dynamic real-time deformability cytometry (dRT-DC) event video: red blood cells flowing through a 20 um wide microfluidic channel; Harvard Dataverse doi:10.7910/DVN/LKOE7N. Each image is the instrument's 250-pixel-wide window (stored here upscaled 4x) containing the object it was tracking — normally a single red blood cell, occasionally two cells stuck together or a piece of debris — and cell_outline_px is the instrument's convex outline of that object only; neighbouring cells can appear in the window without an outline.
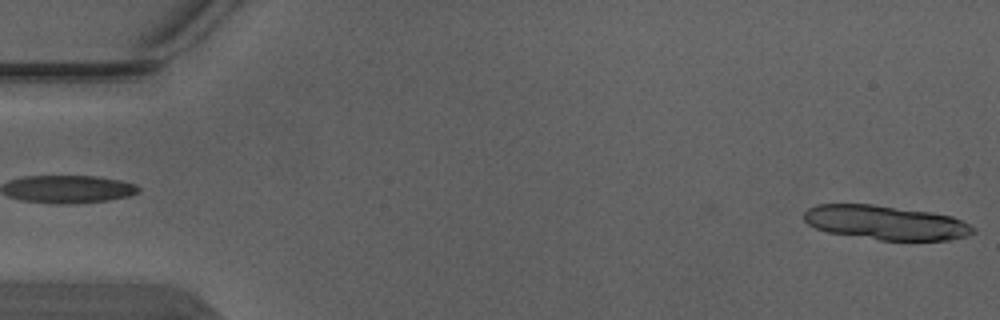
{"species": "Egyptian fruit bat (a non-hibernating species)", "species_latin": "Rousettus aegyptiacus", "temperature_condition": "warm", "stored_images_in_passage": 5, "camera_frame_rate_fps": 3000, "um_per_image_px": 0.085, "animal": {"sex": "male"}, "frame": {"image": 1, "passage_image": 5, "time_ms": 1.333, "image_size_px": [1000, 320], "cell_outline_px": [[976, 232], [968, 236], [948, 240], [880, 240], [828, 232], [816, 228], [808, 224], [804, 220], [804, 212], [808, 208], [816, 204], [872, 204], [932, 212], [952, 216], [976, 228]], "centroid_in_image_um": [75.29, 18.92], "position_along_channel_um": 9.7, "area_um2": 33.81}}